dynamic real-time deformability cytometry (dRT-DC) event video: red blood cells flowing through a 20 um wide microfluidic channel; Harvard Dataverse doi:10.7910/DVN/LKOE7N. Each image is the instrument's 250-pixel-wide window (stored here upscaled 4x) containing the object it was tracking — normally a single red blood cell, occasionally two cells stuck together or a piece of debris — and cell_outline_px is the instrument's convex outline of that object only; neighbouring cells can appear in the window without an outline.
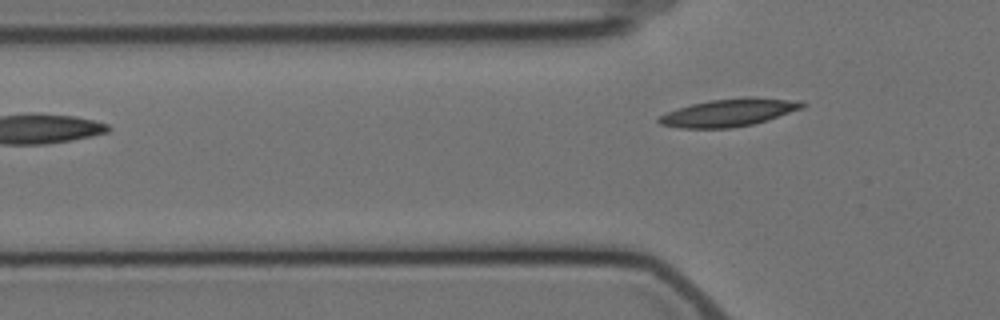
{"species": "Egyptian fruit bat (a non-hibernating species)", "species_latin": "Rousettus aegyptiacus", "temperature_condition": "cold", "stored_images_in_passage": 5, "camera_frame_rate_fps": 3000, "um_per_image_px": 0.085, "animal": {"sex": "female"}, "frame": {"image": 1, "passage_image": 5, "time_ms": 4.667, "image_size_px": [1000, 320], "cell_outline_px": [[808, 104], [804, 108], [768, 120], [752, 124], [732, 128], [680, 128], [660, 124], [656, 120], [660, 116], [676, 108], [708, 100], [744, 96], [756, 96], [788, 100]], "centroid_in_image_um": [61.95, 9.56], "position_along_channel_um": 63.8, "area_um2": 23.24}}